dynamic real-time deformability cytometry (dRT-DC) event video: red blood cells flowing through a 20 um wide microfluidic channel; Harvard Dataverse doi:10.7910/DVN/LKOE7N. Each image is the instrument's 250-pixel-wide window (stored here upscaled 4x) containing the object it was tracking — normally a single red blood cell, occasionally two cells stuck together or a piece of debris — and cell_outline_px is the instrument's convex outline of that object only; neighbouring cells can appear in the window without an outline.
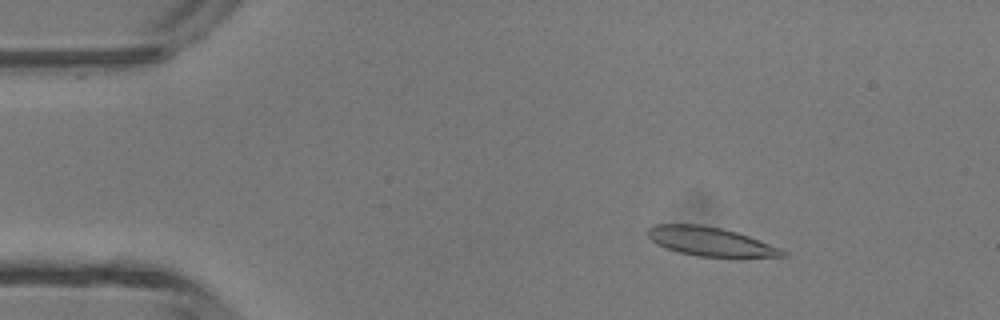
{"species": "common noctule bat (a hibernating species)", "species_latin": "Nyctalus noctula", "temperature_condition": "room temperature", "stored_images_in_passage": 47, "camera_frame_rate_fps": 3000, "um_per_image_px": 0.085, "animal": {"sex": "male", "body_mass_g": 13.3}, "frame": {"image": 1, "passage_image": 7, "time_ms": 2.0, "image_size_px": [1000, 320], "cell_outline_px": [[788, 256], [696, 256], [664, 248], [656, 244], [648, 236], [648, 228], [656, 224], [700, 224], [720, 228], [736, 232], [748, 236], [780, 248], [788, 252]], "centroid_in_image_um": [60.33, 20.52], "position_along_channel_um": 24.7, "area_um2": 22.31}}
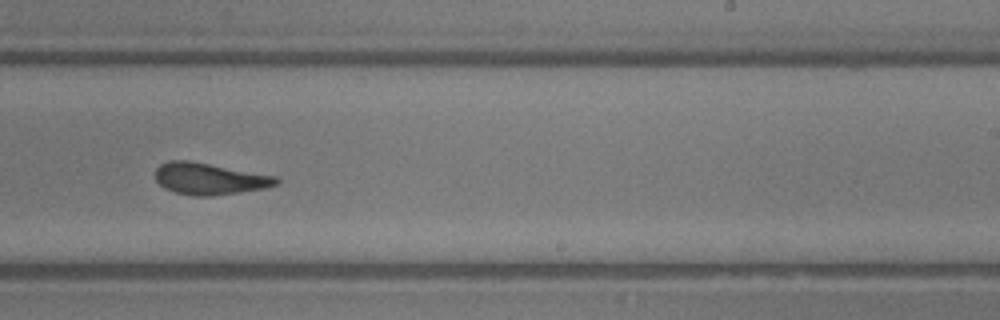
{"frame": {"image": 2, "passage_image": 29, "time_ms": 9.333, "image_size_px": [1000, 320], "cell_outline_px": [[280, 180], [276, 184], [264, 188], [212, 196], [192, 196], [176, 192], [164, 188], [156, 180], [156, 168], [160, 164], [168, 160], [188, 160], [276, 176]], "centroid_in_image_um": [17.77, 15.19], "position_along_channel_um": 271.2, "area_um2": 22.14}}
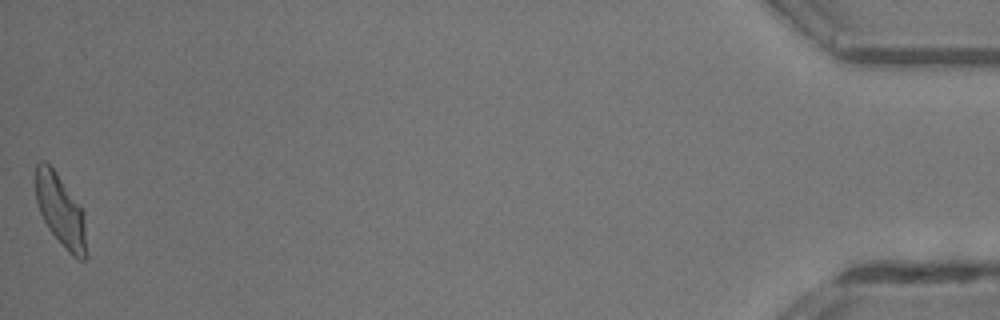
{"frame": {"image": 3, "passage_image": 47, "time_ms": 15.333, "image_size_px": [1000, 320], "cell_outline_px": [[88, 256], [84, 260], [80, 260], [72, 256], [68, 252], [48, 228], [40, 212], [36, 200], [36, 164], [40, 160], [44, 160], [56, 172], [84, 212]], "centroid_in_image_um": [5.18, 17.95], "position_along_channel_um": 430.0, "area_um2": 21.27}, "authors_computed_cell_mechanics": {"area_um2": 22.3108, "velocity_mm_per_s": 4.3536, "shape_relaxation_time_tau1_ms": 7.6356, "shape_relaxation_time_tau2_ms": 1.9158, "deformation_change_tau1": 0.2619, "deformation_change_tau2": 0.0979}}